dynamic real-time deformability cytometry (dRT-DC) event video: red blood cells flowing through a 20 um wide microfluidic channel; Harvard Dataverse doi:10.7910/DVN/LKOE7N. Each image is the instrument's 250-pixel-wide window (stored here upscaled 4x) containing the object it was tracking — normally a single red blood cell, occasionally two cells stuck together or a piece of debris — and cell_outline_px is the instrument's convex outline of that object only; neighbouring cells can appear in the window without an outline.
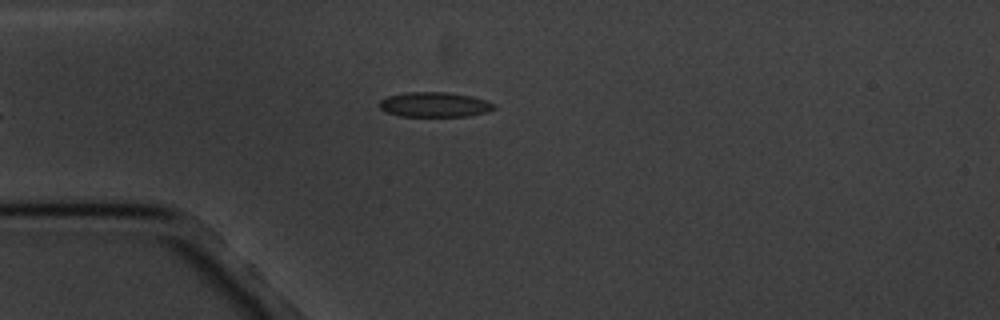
{"species": "common noctule bat (a hibernating species)", "species_latin": "Nyctalus noctula", "temperature_condition": "cold", "stored_images_in_passage": 5, "camera_frame_rate_fps": 3000, "um_per_image_px": 0.085, "animal": {"sex": "male", "body_mass_g": 20.1, "forearm_length_mm": 53.5}, "frame": {"image": 1, "passage_image": 5, "time_ms": 4.667, "image_size_px": [1000, 320], "cell_outline_px": [[496, 108], [488, 112], [468, 116], [400, 116], [384, 112], [380, 108], [380, 100], [388, 96], [404, 92], [448, 92], [472, 96], [488, 100], [496, 104]], "centroid_in_image_um": [36.97, 8.89], "position_along_channel_um": 48.0, "area_um2": 16.88}}